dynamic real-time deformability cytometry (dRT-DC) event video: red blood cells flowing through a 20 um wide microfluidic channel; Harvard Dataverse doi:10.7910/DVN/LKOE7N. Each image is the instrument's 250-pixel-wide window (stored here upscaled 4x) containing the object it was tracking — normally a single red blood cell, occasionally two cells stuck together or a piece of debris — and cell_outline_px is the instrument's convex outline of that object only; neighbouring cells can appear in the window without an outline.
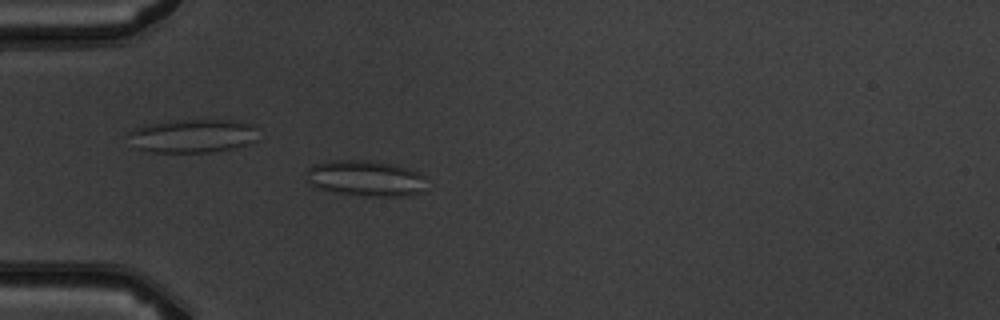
{"species": "common noctule bat (a hibernating species)", "species_latin": "Nyctalus noctula", "temperature_condition": "warm", "stored_images_in_passage": 1, "camera_frame_rate_fps": 3000, "um_per_image_px": 0.085, "animal": {"sex": "male", "body_mass_g": 19.5, "forearm_length_mm": 54.6}, "frame": {"image": 1, "passage_image": 1, "time_ms": 0.0, "image_size_px": [1000, 320], "cell_outline_px": [[424, 192], [400, 196], [368, 196], [340, 192], [324, 188], [312, 184], [304, 180], [304, 172], [312, 164], [332, 160], [368, 160], [392, 164], [416, 172], [424, 176]], "centroid_in_image_um": [31.03, 15.14], "position_along_channel_um": 54.0, "area_um2": 24.8}}